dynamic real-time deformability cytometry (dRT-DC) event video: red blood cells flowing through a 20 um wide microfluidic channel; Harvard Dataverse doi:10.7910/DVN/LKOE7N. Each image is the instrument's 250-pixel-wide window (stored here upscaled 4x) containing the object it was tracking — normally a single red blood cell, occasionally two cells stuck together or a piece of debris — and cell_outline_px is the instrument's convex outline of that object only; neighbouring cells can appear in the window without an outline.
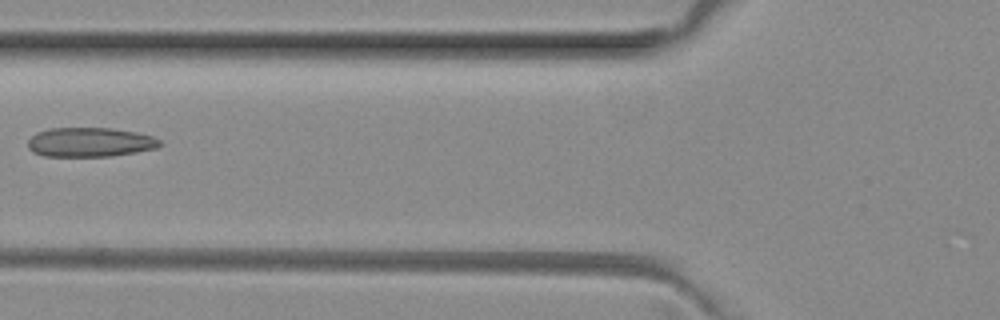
{"species": "common noctule bat (a hibernating species)", "species_latin": "Nyctalus noctula", "temperature_condition": "room temperature", "stored_images_in_passage": 4, "camera_frame_rate_fps": 3000, "um_per_image_px": 0.085, "animal": {"sex": "female", "body_mass_g": 29.2, "forearm_length_mm": 56.3}, "frame": {"image": 1, "passage_image": 4, "time_ms": 1.0, "image_size_px": [1000, 320], "cell_outline_px": [[160, 144], [156, 148], [136, 152], [112, 156], [44, 156], [32, 152], [28, 148], [28, 140], [36, 132], [48, 128], [112, 128], [136, 132], [152, 136], [160, 140]], "centroid_in_image_um": [7.61, 12.08], "position_along_channel_um": 118.2, "area_um2": 22.6}}